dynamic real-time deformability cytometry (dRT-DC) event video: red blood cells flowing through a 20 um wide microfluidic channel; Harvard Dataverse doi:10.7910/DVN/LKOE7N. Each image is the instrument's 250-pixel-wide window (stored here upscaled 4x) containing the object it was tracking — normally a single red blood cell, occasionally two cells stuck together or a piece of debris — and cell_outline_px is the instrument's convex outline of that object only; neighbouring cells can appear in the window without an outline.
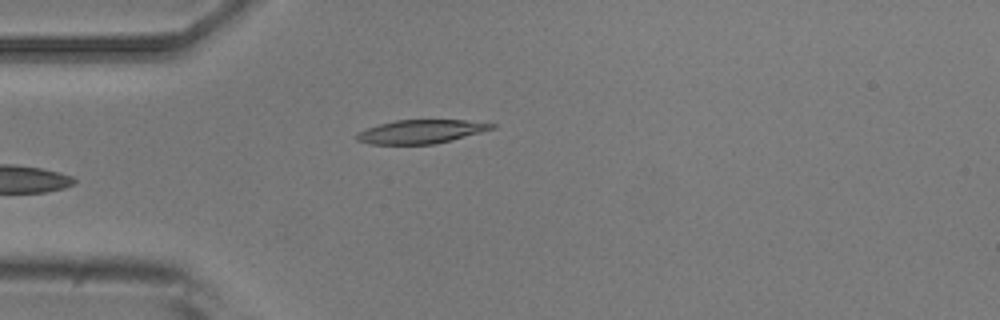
{"species": "common noctule bat (a hibernating species)", "species_latin": "Nyctalus noctula", "temperature_condition": "room temperature", "stored_images_in_passage": 5, "camera_frame_rate_fps": 3000, "um_per_image_px": 0.085, "animal": {"sex": "male", "body_mass_g": 20.5, "forearm_length_mm": 52.5}, "frame": {"image": 1, "passage_image": 4, "time_ms": 3.667, "image_size_px": [1000, 320], "cell_outline_px": [[496, 128], [452, 140], [436, 144], [368, 144], [356, 140], [356, 132], [380, 124], [396, 120], [464, 120], [496, 124]], "centroid_in_image_um": [35.78, 11.19], "position_along_channel_um": 49.2, "area_um2": 18.61}}